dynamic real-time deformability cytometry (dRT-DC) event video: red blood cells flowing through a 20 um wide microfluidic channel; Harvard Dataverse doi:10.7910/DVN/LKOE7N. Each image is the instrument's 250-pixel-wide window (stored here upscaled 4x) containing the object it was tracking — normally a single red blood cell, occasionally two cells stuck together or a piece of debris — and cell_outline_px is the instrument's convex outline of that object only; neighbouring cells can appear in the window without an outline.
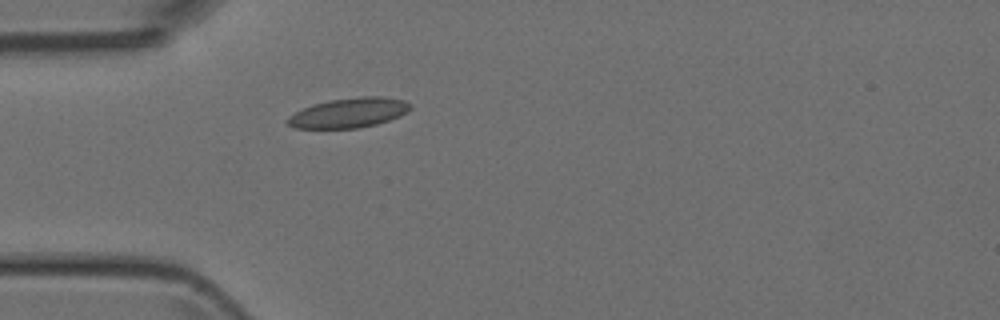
{"species": "Egyptian fruit bat (a non-hibernating species)", "species_latin": "Rousettus aegyptiacus", "temperature_condition": "room temperature", "stored_images_in_passage": 1, "camera_frame_rate_fps": 3000, "um_per_image_px": 0.085, "animal": {"sex": "female"}, "frame": {"image": 1, "passage_image": 1, "time_ms": 0.0, "image_size_px": [1000, 320], "cell_outline_px": [[412, 108], [408, 112], [400, 116], [376, 124], [360, 128], [292, 128], [284, 120], [288, 116], [312, 104], [328, 100], [360, 96], [384, 96], [404, 100], [412, 104]], "centroid_in_image_um": [29.67, 9.58], "position_along_channel_um": 55.3, "area_um2": 21.56}}